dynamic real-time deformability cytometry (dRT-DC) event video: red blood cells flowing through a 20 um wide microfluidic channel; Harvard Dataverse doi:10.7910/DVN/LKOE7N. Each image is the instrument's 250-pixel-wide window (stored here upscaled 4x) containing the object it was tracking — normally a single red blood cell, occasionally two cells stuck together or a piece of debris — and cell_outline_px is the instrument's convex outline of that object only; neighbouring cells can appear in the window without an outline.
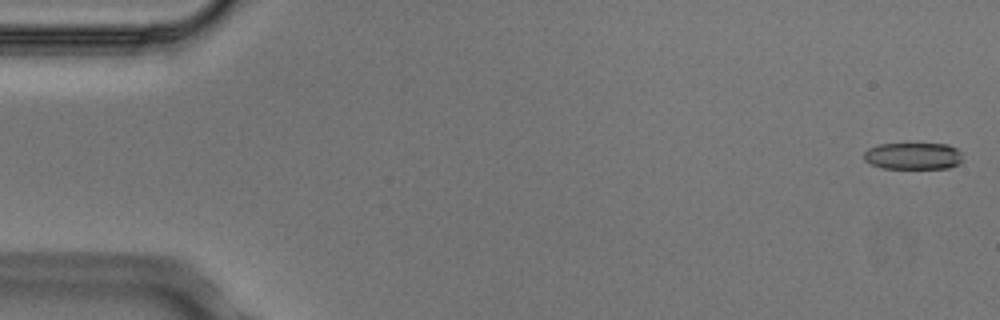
{"species": "Egyptian fruit bat (a non-hibernating species)", "species_latin": "Rousettus aegyptiacus", "temperature_condition": "cold", "stored_images_in_passage": 5, "segment_of_instrument_passage": [1, 2], "camera_frame_rate_fps": 3000, "um_per_image_px": 0.085, "animal": {"sex": "male"}, "frame": {"image": 1, "passage_image": 1, "time_ms": 0.0, "image_size_px": [1000, 320], "cell_outline_px": [[964, 160], [960, 164], [948, 168], [880, 168], [864, 160], [864, 152], [868, 148], [880, 144], [948, 144], [956, 148], [960, 152]], "centroid_in_image_um": [77.64, 13.26], "position_along_channel_um": 7.4, "area_um2": 15.55}}
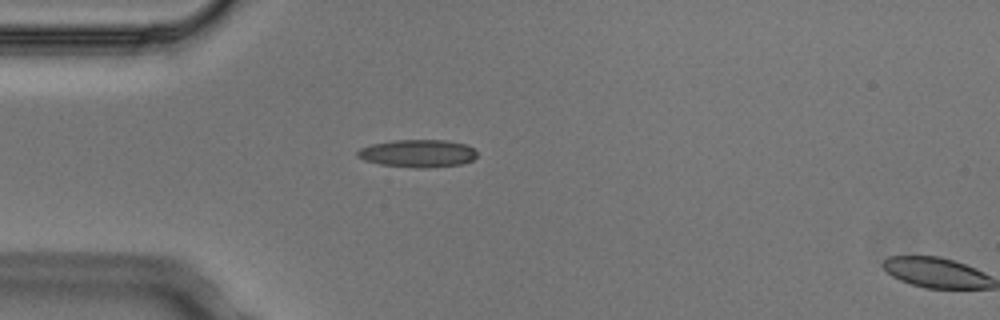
{"frame": {"image": 2, "passage_image": 4, "time_ms": 1.0, "image_size_px": [1000, 320], "cell_outline_px": [[476, 156], [472, 160], [464, 164], [428, 168], [412, 168], [380, 164], [364, 160], [356, 156], [356, 152], [360, 148], [372, 144], [392, 140], [444, 140], [468, 144], [476, 152]], "centroid_in_image_um": [35.51, 13.04], "position_along_channel_um": 49.5, "area_um2": 19.48}}